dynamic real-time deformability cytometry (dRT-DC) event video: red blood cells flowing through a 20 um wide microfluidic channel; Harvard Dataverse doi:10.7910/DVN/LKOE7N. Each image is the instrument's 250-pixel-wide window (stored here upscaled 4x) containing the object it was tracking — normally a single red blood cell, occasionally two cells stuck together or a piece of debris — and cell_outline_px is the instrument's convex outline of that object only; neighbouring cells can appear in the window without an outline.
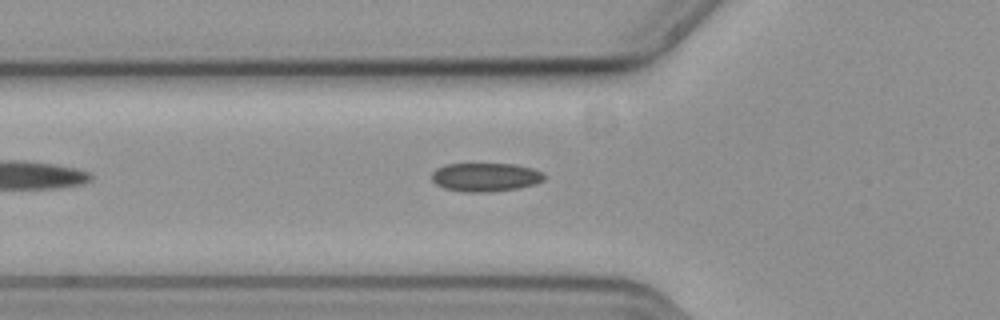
{"species": "common noctule bat (a hibernating species)", "species_latin": "Nyctalus noctula", "temperature_condition": "cold", "stored_images_in_passage": 39, "camera_frame_rate_fps": 3000, "um_per_image_px": 0.085, "animal": {"sex": "female", "body_mass_g": 19.3, "forearm_length_mm": 54.1}, "frame": {"image": 1, "passage_image": 7, "time_ms": 2.0, "image_size_px": [1000, 320], "cell_outline_px": [[544, 180], [532, 184], [516, 188], [488, 192], [468, 192], [444, 188], [436, 184], [432, 180], [432, 172], [436, 168], [444, 164], [516, 164], [532, 168], [544, 172]], "centroid_in_image_um": [41.24, 15.04], "position_along_channel_um": 84.6, "area_um2": 18.67}}
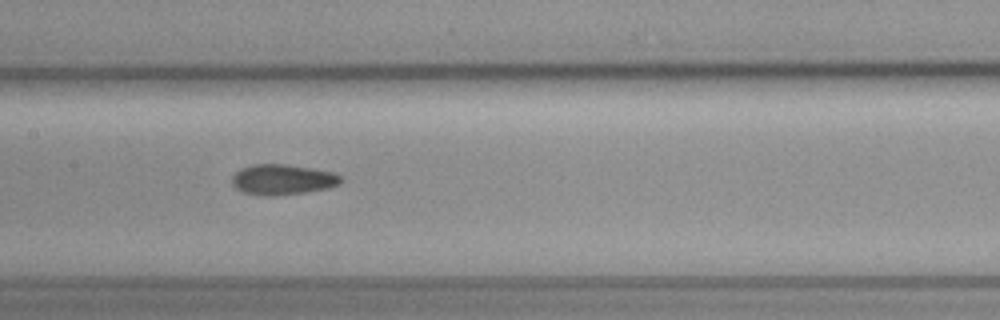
{"frame": {"image": 2, "passage_image": 15, "time_ms": 4.667, "image_size_px": [1000, 320], "cell_outline_px": [[340, 180], [336, 184], [328, 188], [304, 192], [272, 196], [264, 196], [244, 192], [236, 188], [232, 184], [232, 176], [240, 168], [252, 164], [284, 164], [312, 168], [332, 172], [340, 176]], "centroid_in_image_um": [23.95, 15.25], "position_along_channel_um": 183.4, "area_um2": 19.07}}
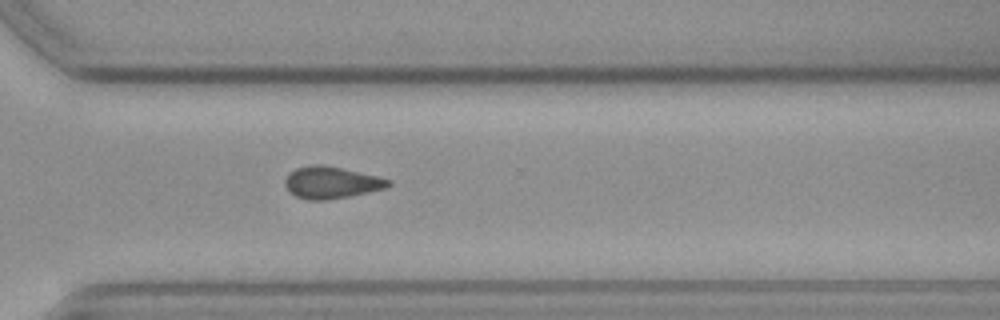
{"frame": {"image": 3, "passage_image": 28, "time_ms": 9.0, "image_size_px": [1000, 320], "cell_outline_px": [[392, 184], [388, 188], [348, 196], [324, 200], [308, 200], [296, 196], [288, 192], [284, 184], [284, 180], [288, 172], [296, 168], [312, 164], [324, 164], [376, 176], [392, 180]], "centroid_in_image_um": [28.13, 15.51], "position_along_channel_um": 342.5, "area_um2": 19.36}, "authors_computed_cell_mechanics": {"area_um2": 18.9006, "velocity_mm_per_s": 3.6801, "shape_relaxation_time_tau1_ms": null, "shape_relaxation_time_tau2_ms": 3.6791, "deformation_change_tau1": null, "deformation_change_tau2": 0.0927}}